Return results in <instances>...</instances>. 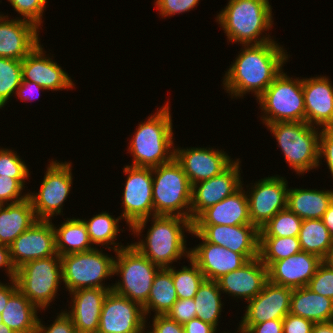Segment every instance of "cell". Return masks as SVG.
<instances>
[{"instance_id":"6f0895ef","label":"cell","mask_w":333,"mask_h":333,"mask_svg":"<svg viewBox=\"0 0 333 333\" xmlns=\"http://www.w3.org/2000/svg\"><path fill=\"white\" fill-rule=\"evenodd\" d=\"M322 221L333 238V202L328 206L327 211L322 217Z\"/></svg>"},{"instance_id":"9c48e42d","label":"cell","mask_w":333,"mask_h":333,"mask_svg":"<svg viewBox=\"0 0 333 333\" xmlns=\"http://www.w3.org/2000/svg\"><path fill=\"white\" fill-rule=\"evenodd\" d=\"M18 289L38 310H45L55 300L62 280L61 256L31 260L16 270Z\"/></svg>"},{"instance_id":"f907efd6","label":"cell","mask_w":333,"mask_h":333,"mask_svg":"<svg viewBox=\"0 0 333 333\" xmlns=\"http://www.w3.org/2000/svg\"><path fill=\"white\" fill-rule=\"evenodd\" d=\"M152 323V330L147 329L146 333H184L183 325L167 315H154Z\"/></svg>"},{"instance_id":"836d02e7","label":"cell","mask_w":333,"mask_h":333,"mask_svg":"<svg viewBox=\"0 0 333 333\" xmlns=\"http://www.w3.org/2000/svg\"><path fill=\"white\" fill-rule=\"evenodd\" d=\"M301 250L325 259L333 245V238L322 219H305L298 234Z\"/></svg>"},{"instance_id":"11a10c76","label":"cell","mask_w":333,"mask_h":333,"mask_svg":"<svg viewBox=\"0 0 333 333\" xmlns=\"http://www.w3.org/2000/svg\"><path fill=\"white\" fill-rule=\"evenodd\" d=\"M1 267H6L4 270H6L10 280L16 277V268L10 258V248L3 244H0V268Z\"/></svg>"},{"instance_id":"7dc6e473","label":"cell","mask_w":333,"mask_h":333,"mask_svg":"<svg viewBox=\"0 0 333 333\" xmlns=\"http://www.w3.org/2000/svg\"><path fill=\"white\" fill-rule=\"evenodd\" d=\"M160 16L170 17L171 15L184 13L193 10L200 0H155Z\"/></svg>"},{"instance_id":"681fc988","label":"cell","mask_w":333,"mask_h":333,"mask_svg":"<svg viewBox=\"0 0 333 333\" xmlns=\"http://www.w3.org/2000/svg\"><path fill=\"white\" fill-rule=\"evenodd\" d=\"M283 322V333H311L314 322L288 313Z\"/></svg>"},{"instance_id":"ba28073f","label":"cell","mask_w":333,"mask_h":333,"mask_svg":"<svg viewBox=\"0 0 333 333\" xmlns=\"http://www.w3.org/2000/svg\"><path fill=\"white\" fill-rule=\"evenodd\" d=\"M256 100L265 113L261 117L265 125L275 122H305L302 79L299 77L290 78L282 71Z\"/></svg>"},{"instance_id":"9f6ffc18","label":"cell","mask_w":333,"mask_h":333,"mask_svg":"<svg viewBox=\"0 0 333 333\" xmlns=\"http://www.w3.org/2000/svg\"><path fill=\"white\" fill-rule=\"evenodd\" d=\"M11 284L7 285L0 282V313L5 309L9 298L18 290L17 282L14 279L10 280Z\"/></svg>"},{"instance_id":"83f0119b","label":"cell","mask_w":333,"mask_h":333,"mask_svg":"<svg viewBox=\"0 0 333 333\" xmlns=\"http://www.w3.org/2000/svg\"><path fill=\"white\" fill-rule=\"evenodd\" d=\"M37 221L29 197L16 203L0 205V244L10 246Z\"/></svg>"},{"instance_id":"680465c9","label":"cell","mask_w":333,"mask_h":333,"mask_svg":"<svg viewBox=\"0 0 333 333\" xmlns=\"http://www.w3.org/2000/svg\"><path fill=\"white\" fill-rule=\"evenodd\" d=\"M311 333H333V321L314 323Z\"/></svg>"},{"instance_id":"44dd1931","label":"cell","mask_w":333,"mask_h":333,"mask_svg":"<svg viewBox=\"0 0 333 333\" xmlns=\"http://www.w3.org/2000/svg\"><path fill=\"white\" fill-rule=\"evenodd\" d=\"M207 242L239 254H259V232L254 225H192Z\"/></svg>"},{"instance_id":"9a60e30c","label":"cell","mask_w":333,"mask_h":333,"mask_svg":"<svg viewBox=\"0 0 333 333\" xmlns=\"http://www.w3.org/2000/svg\"><path fill=\"white\" fill-rule=\"evenodd\" d=\"M292 291L291 288L268 280L262 291L248 301L239 327L247 332L255 324L274 319L283 320L290 310Z\"/></svg>"},{"instance_id":"94428289","label":"cell","mask_w":333,"mask_h":333,"mask_svg":"<svg viewBox=\"0 0 333 333\" xmlns=\"http://www.w3.org/2000/svg\"><path fill=\"white\" fill-rule=\"evenodd\" d=\"M0 333H15V332L9 327L2 325L0 326Z\"/></svg>"},{"instance_id":"f35d334b","label":"cell","mask_w":333,"mask_h":333,"mask_svg":"<svg viewBox=\"0 0 333 333\" xmlns=\"http://www.w3.org/2000/svg\"><path fill=\"white\" fill-rule=\"evenodd\" d=\"M22 79V60L0 57V109L16 93Z\"/></svg>"},{"instance_id":"3957f363","label":"cell","mask_w":333,"mask_h":333,"mask_svg":"<svg viewBox=\"0 0 333 333\" xmlns=\"http://www.w3.org/2000/svg\"><path fill=\"white\" fill-rule=\"evenodd\" d=\"M171 117L167 102L156 114H151L147 121L139 124L128 146L129 153L133 155L131 166L154 168L174 158Z\"/></svg>"},{"instance_id":"f1b7e54d","label":"cell","mask_w":333,"mask_h":333,"mask_svg":"<svg viewBox=\"0 0 333 333\" xmlns=\"http://www.w3.org/2000/svg\"><path fill=\"white\" fill-rule=\"evenodd\" d=\"M333 202V190L290 188L287 191V208L305 219H322Z\"/></svg>"},{"instance_id":"d6a6232c","label":"cell","mask_w":333,"mask_h":333,"mask_svg":"<svg viewBox=\"0 0 333 333\" xmlns=\"http://www.w3.org/2000/svg\"><path fill=\"white\" fill-rule=\"evenodd\" d=\"M177 300L172 280V266L160 269L154 277L148 300L143 305L144 314L147 316L153 311L155 315H166Z\"/></svg>"},{"instance_id":"b9f144b4","label":"cell","mask_w":333,"mask_h":333,"mask_svg":"<svg viewBox=\"0 0 333 333\" xmlns=\"http://www.w3.org/2000/svg\"><path fill=\"white\" fill-rule=\"evenodd\" d=\"M48 0H8L14 10L22 15V20L31 22L37 28L40 27L43 12Z\"/></svg>"},{"instance_id":"f6af8a7d","label":"cell","mask_w":333,"mask_h":333,"mask_svg":"<svg viewBox=\"0 0 333 333\" xmlns=\"http://www.w3.org/2000/svg\"><path fill=\"white\" fill-rule=\"evenodd\" d=\"M170 319L184 325L196 317V305L192 299H178L166 314Z\"/></svg>"},{"instance_id":"ffe728a7","label":"cell","mask_w":333,"mask_h":333,"mask_svg":"<svg viewBox=\"0 0 333 333\" xmlns=\"http://www.w3.org/2000/svg\"><path fill=\"white\" fill-rule=\"evenodd\" d=\"M326 76L302 79L305 122L320 128L333 127V85Z\"/></svg>"},{"instance_id":"4dcf8cb0","label":"cell","mask_w":333,"mask_h":333,"mask_svg":"<svg viewBox=\"0 0 333 333\" xmlns=\"http://www.w3.org/2000/svg\"><path fill=\"white\" fill-rule=\"evenodd\" d=\"M36 306L18 289L3 310V325L15 333H34L38 323Z\"/></svg>"},{"instance_id":"91938a15","label":"cell","mask_w":333,"mask_h":333,"mask_svg":"<svg viewBox=\"0 0 333 333\" xmlns=\"http://www.w3.org/2000/svg\"><path fill=\"white\" fill-rule=\"evenodd\" d=\"M326 264H328L331 268H333V245L329 250L327 257L323 260Z\"/></svg>"},{"instance_id":"7c38bea8","label":"cell","mask_w":333,"mask_h":333,"mask_svg":"<svg viewBox=\"0 0 333 333\" xmlns=\"http://www.w3.org/2000/svg\"><path fill=\"white\" fill-rule=\"evenodd\" d=\"M72 163L51 161L41 182L38 193H29L35 215L38 220H51L60 215L63 202L67 199L72 188ZM56 214V215H55Z\"/></svg>"},{"instance_id":"60d3db41","label":"cell","mask_w":333,"mask_h":333,"mask_svg":"<svg viewBox=\"0 0 333 333\" xmlns=\"http://www.w3.org/2000/svg\"><path fill=\"white\" fill-rule=\"evenodd\" d=\"M29 175L28 167L14 150L0 149V176L17 179L24 186Z\"/></svg>"},{"instance_id":"d6986e66","label":"cell","mask_w":333,"mask_h":333,"mask_svg":"<svg viewBox=\"0 0 333 333\" xmlns=\"http://www.w3.org/2000/svg\"><path fill=\"white\" fill-rule=\"evenodd\" d=\"M175 159L181 164L192 185L221 174L233 162L222 150L206 148H175Z\"/></svg>"},{"instance_id":"4316f807","label":"cell","mask_w":333,"mask_h":333,"mask_svg":"<svg viewBox=\"0 0 333 333\" xmlns=\"http://www.w3.org/2000/svg\"><path fill=\"white\" fill-rule=\"evenodd\" d=\"M112 289L89 288L70 292L72 308L66 313L77 333H97L104 299Z\"/></svg>"},{"instance_id":"1f68e13d","label":"cell","mask_w":333,"mask_h":333,"mask_svg":"<svg viewBox=\"0 0 333 333\" xmlns=\"http://www.w3.org/2000/svg\"><path fill=\"white\" fill-rule=\"evenodd\" d=\"M56 252L60 256L89 251L93 247L83 219L65 220L59 228L54 226Z\"/></svg>"},{"instance_id":"484cf974","label":"cell","mask_w":333,"mask_h":333,"mask_svg":"<svg viewBox=\"0 0 333 333\" xmlns=\"http://www.w3.org/2000/svg\"><path fill=\"white\" fill-rule=\"evenodd\" d=\"M243 188L241 186L221 202L203 210L192 221V225H252L249 216L248 197Z\"/></svg>"},{"instance_id":"be15d7a7","label":"cell","mask_w":333,"mask_h":333,"mask_svg":"<svg viewBox=\"0 0 333 333\" xmlns=\"http://www.w3.org/2000/svg\"><path fill=\"white\" fill-rule=\"evenodd\" d=\"M3 325V319H2V314L0 313V326Z\"/></svg>"},{"instance_id":"cb8c5ba5","label":"cell","mask_w":333,"mask_h":333,"mask_svg":"<svg viewBox=\"0 0 333 333\" xmlns=\"http://www.w3.org/2000/svg\"><path fill=\"white\" fill-rule=\"evenodd\" d=\"M0 16V57L23 60L40 44L39 30L21 17Z\"/></svg>"},{"instance_id":"52a82bcc","label":"cell","mask_w":333,"mask_h":333,"mask_svg":"<svg viewBox=\"0 0 333 333\" xmlns=\"http://www.w3.org/2000/svg\"><path fill=\"white\" fill-rule=\"evenodd\" d=\"M115 253L113 274H120L122 281L113 284L112 291L143 306L148 300L154 277L161 268L131 244Z\"/></svg>"},{"instance_id":"4fadbf2b","label":"cell","mask_w":333,"mask_h":333,"mask_svg":"<svg viewBox=\"0 0 333 333\" xmlns=\"http://www.w3.org/2000/svg\"><path fill=\"white\" fill-rule=\"evenodd\" d=\"M146 318L141 304L111 290L102 305L98 333H146Z\"/></svg>"},{"instance_id":"6da1fadb","label":"cell","mask_w":333,"mask_h":333,"mask_svg":"<svg viewBox=\"0 0 333 333\" xmlns=\"http://www.w3.org/2000/svg\"><path fill=\"white\" fill-rule=\"evenodd\" d=\"M240 51L224 75V90L232 98L243 97L248 92H253L258 98L283 71L288 54L276 41L244 45Z\"/></svg>"},{"instance_id":"e575fe53","label":"cell","mask_w":333,"mask_h":333,"mask_svg":"<svg viewBox=\"0 0 333 333\" xmlns=\"http://www.w3.org/2000/svg\"><path fill=\"white\" fill-rule=\"evenodd\" d=\"M217 281L205 279L199 286L193 300L196 305V318L217 328L221 315V293Z\"/></svg>"},{"instance_id":"8fae6325","label":"cell","mask_w":333,"mask_h":333,"mask_svg":"<svg viewBox=\"0 0 333 333\" xmlns=\"http://www.w3.org/2000/svg\"><path fill=\"white\" fill-rule=\"evenodd\" d=\"M127 181L123 194V213L121 218L125 219L132 234L141 236L147 221L154 216V205L152 197V168L135 167L127 165L123 168Z\"/></svg>"},{"instance_id":"5bb4252c","label":"cell","mask_w":333,"mask_h":333,"mask_svg":"<svg viewBox=\"0 0 333 333\" xmlns=\"http://www.w3.org/2000/svg\"><path fill=\"white\" fill-rule=\"evenodd\" d=\"M288 182L283 177L270 176L249 188V216L251 224L259 230L279 211L287 208ZM253 189V190H252Z\"/></svg>"},{"instance_id":"d4e9b609","label":"cell","mask_w":333,"mask_h":333,"mask_svg":"<svg viewBox=\"0 0 333 333\" xmlns=\"http://www.w3.org/2000/svg\"><path fill=\"white\" fill-rule=\"evenodd\" d=\"M216 281L223 293L243 298L248 302L262 291L268 281V268L257 257Z\"/></svg>"},{"instance_id":"f5cc1de1","label":"cell","mask_w":333,"mask_h":333,"mask_svg":"<svg viewBox=\"0 0 333 333\" xmlns=\"http://www.w3.org/2000/svg\"><path fill=\"white\" fill-rule=\"evenodd\" d=\"M184 333H216L217 328L201 319L193 318L183 325Z\"/></svg>"},{"instance_id":"c3c4849f","label":"cell","mask_w":333,"mask_h":333,"mask_svg":"<svg viewBox=\"0 0 333 333\" xmlns=\"http://www.w3.org/2000/svg\"><path fill=\"white\" fill-rule=\"evenodd\" d=\"M323 155V156H322ZM326 159L327 167L333 176V127L323 128L319 135V161Z\"/></svg>"},{"instance_id":"277c9868","label":"cell","mask_w":333,"mask_h":333,"mask_svg":"<svg viewBox=\"0 0 333 333\" xmlns=\"http://www.w3.org/2000/svg\"><path fill=\"white\" fill-rule=\"evenodd\" d=\"M151 218L153 223L146 238L131 245L161 269L170 268V264L182 256L189 259L190 250L186 248L183 230L192 233V221L179 216L154 215Z\"/></svg>"},{"instance_id":"d590c367","label":"cell","mask_w":333,"mask_h":333,"mask_svg":"<svg viewBox=\"0 0 333 333\" xmlns=\"http://www.w3.org/2000/svg\"><path fill=\"white\" fill-rule=\"evenodd\" d=\"M122 218L119 216L118 218H114L108 212H102L94 215L89 220H83L87 227V232L89 234V238L94 246V244L99 245H107V248L111 250L112 247L109 245H113L114 252L118 251L121 248L126 246L116 244V237L118 236L119 231V221Z\"/></svg>"},{"instance_id":"ee69618b","label":"cell","mask_w":333,"mask_h":333,"mask_svg":"<svg viewBox=\"0 0 333 333\" xmlns=\"http://www.w3.org/2000/svg\"><path fill=\"white\" fill-rule=\"evenodd\" d=\"M25 187L17 180L10 177L0 176V205L16 203L28 198V193L22 195Z\"/></svg>"},{"instance_id":"7a4b0ae2","label":"cell","mask_w":333,"mask_h":333,"mask_svg":"<svg viewBox=\"0 0 333 333\" xmlns=\"http://www.w3.org/2000/svg\"><path fill=\"white\" fill-rule=\"evenodd\" d=\"M272 18L269 0H229L218 13L216 21L224 30L227 40L239 42L243 47L274 41L270 35L262 37V32L272 27Z\"/></svg>"},{"instance_id":"816d5d0a","label":"cell","mask_w":333,"mask_h":333,"mask_svg":"<svg viewBox=\"0 0 333 333\" xmlns=\"http://www.w3.org/2000/svg\"><path fill=\"white\" fill-rule=\"evenodd\" d=\"M247 333H283L282 320H271L253 325Z\"/></svg>"},{"instance_id":"e0dca14e","label":"cell","mask_w":333,"mask_h":333,"mask_svg":"<svg viewBox=\"0 0 333 333\" xmlns=\"http://www.w3.org/2000/svg\"><path fill=\"white\" fill-rule=\"evenodd\" d=\"M16 270L28 261L55 256V230L51 220H38L9 246Z\"/></svg>"},{"instance_id":"f546056e","label":"cell","mask_w":333,"mask_h":333,"mask_svg":"<svg viewBox=\"0 0 333 333\" xmlns=\"http://www.w3.org/2000/svg\"><path fill=\"white\" fill-rule=\"evenodd\" d=\"M289 313L314 323L333 321V300L312 292L306 286L293 289Z\"/></svg>"},{"instance_id":"ab89813d","label":"cell","mask_w":333,"mask_h":333,"mask_svg":"<svg viewBox=\"0 0 333 333\" xmlns=\"http://www.w3.org/2000/svg\"><path fill=\"white\" fill-rule=\"evenodd\" d=\"M302 219L288 208L279 211L262 229L259 236L298 237Z\"/></svg>"},{"instance_id":"74e56055","label":"cell","mask_w":333,"mask_h":333,"mask_svg":"<svg viewBox=\"0 0 333 333\" xmlns=\"http://www.w3.org/2000/svg\"><path fill=\"white\" fill-rule=\"evenodd\" d=\"M190 267L183 266L176 270L172 267V280L178 299H192L196 295L199 286L205 280L198 265L189 258Z\"/></svg>"},{"instance_id":"603a6c76","label":"cell","mask_w":333,"mask_h":333,"mask_svg":"<svg viewBox=\"0 0 333 333\" xmlns=\"http://www.w3.org/2000/svg\"><path fill=\"white\" fill-rule=\"evenodd\" d=\"M323 262L319 256L301 251L288 258L274 261L268 267L271 283L297 289L307 286Z\"/></svg>"},{"instance_id":"5b68a950","label":"cell","mask_w":333,"mask_h":333,"mask_svg":"<svg viewBox=\"0 0 333 333\" xmlns=\"http://www.w3.org/2000/svg\"><path fill=\"white\" fill-rule=\"evenodd\" d=\"M152 175L154 215L191 220L192 184L175 157L168 163L152 168Z\"/></svg>"},{"instance_id":"8d00e7d4","label":"cell","mask_w":333,"mask_h":333,"mask_svg":"<svg viewBox=\"0 0 333 333\" xmlns=\"http://www.w3.org/2000/svg\"><path fill=\"white\" fill-rule=\"evenodd\" d=\"M298 237L259 236V258L268 268L274 261L301 252Z\"/></svg>"},{"instance_id":"db71d44e","label":"cell","mask_w":333,"mask_h":333,"mask_svg":"<svg viewBox=\"0 0 333 333\" xmlns=\"http://www.w3.org/2000/svg\"><path fill=\"white\" fill-rule=\"evenodd\" d=\"M44 90V88L40 85H37L36 83L30 82V81H22L18 89L16 90V95L20 100H33L34 92L38 93L39 90ZM39 97V95H38ZM36 99V98H35Z\"/></svg>"},{"instance_id":"2e32d148","label":"cell","mask_w":333,"mask_h":333,"mask_svg":"<svg viewBox=\"0 0 333 333\" xmlns=\"http://www.w3.org/2000/svg\"><path fill=\"white\" fill-rule=\"evenodd\" d=\"M191 234L202 239V242L190 249V258L198 265L207 280L216 281L221 276L241 268L249 260L259 256V254H239L207 242L197 232Z\"/></svg>"},{"instance_id":"30bf717a","label":"cell","mask_w":333,"mask_h":333,"mask_svg":"<svg viewBox=\"0 0 333 333\" xmlns=\"http://www.w3.org/2000/svg\"><path fill=\"white\" fill-rule=\"evenodd\" d=\"M114 259L98 248L61 256L64 286L69 293L78 289H112V285L103 286L102 281L114 275Z\"/></svg>"},{"instance_id":"6125c7cd","label":"cell","mask_w":333,"mask_h":333,"mask_svg":"<svg viewBox=\"0 0 333 333\" xmlns=\"http://www.w3.org/2000/svg\"><path fill=\"white\" fill-rule=\"evenodd\" d=\"M238 330H237V332H239V333H247L245 330L241 329L240 327H238Z\"/></svg>"},{"instance_id":"7bdbcfd3","label":"cell","mask_w":333,"mask_h":333,"mask_svg":"<svg viewBox=\"0 0 333 333\" xmlns=\"http://www.w3.org/2000/svg\"><path fill=\"white\" fill-rule=\"evenodd\" d=\"M306 287L333 300V268L323 261Z\"/></svg>"},{"instance_id":"7402d4cb","label":"cell","mask_w":333,"mask_h":333,"mask_svg":"<svg viewBox=\"0 0 333 333\" xmlns=\"http://www.w3.org/2000/svg\"><path fill=\"white\" fill-rule=\"evenodd\" d=\"M44 54L40 43L22 60V81L36 83L51 91L72 89L75 85L69 74Z\"/></svg>"},{"instance_id":"8992f818","label":"cell","mask_w":333,"mask_h":333,"mask_svg":"<svg viewBox=\"0 0 333 333\" xmlns=\"http://www.w3.org/2000/svg\"><path fill=\"white\" fill-rule=\"evenodd\" d=\"M266 126L276 138L286 162L297 174L319 167L321 129L306 122H275Z\"/></svg>"},{"instance_id":"bcb514c9","label":"cell","mask_w":333,"mask_h":333,"mask_svg":"<svg viewBox=\"0 0 333 333\" xmlns=\"http://www.w3.org/2000/svg\"><path fill=\"white\" fill-rule=\"evenodd\" d=\"M34 333H77L74 323L70 316L64 310L57 315L49 327H45L38 319L37 327Z\"/></svg>"},{"instance_id":"ac0fdd59","label":"cell","mask_w":333,"mask_h":333,"mask_svg":"<svg viewBox=\"0 0 333 333\" xmlns=\"http://www.w3.org/2000/svg\"><path fill=\"white\" fill-rule=\"evenodd\" d=\"M239 161L236 159L221 174L192 185L191 221L203 210L221 202L243 185Z\"/></svg>"}]
</instances>
